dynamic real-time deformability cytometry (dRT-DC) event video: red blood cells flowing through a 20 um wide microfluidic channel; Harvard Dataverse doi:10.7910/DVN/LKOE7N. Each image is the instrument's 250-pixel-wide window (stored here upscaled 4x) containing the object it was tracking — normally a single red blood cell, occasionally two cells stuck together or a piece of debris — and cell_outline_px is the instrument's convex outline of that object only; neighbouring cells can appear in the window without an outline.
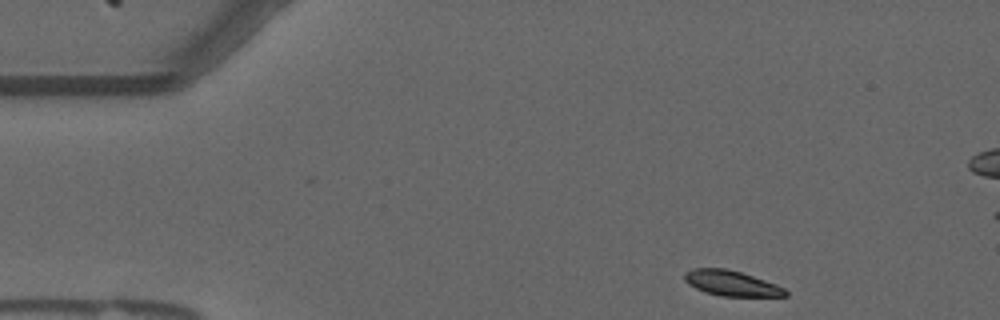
{"species": "common noctule bat (a hibernating species)", "species_latin": "Nyctalus noctula", "temperature_condition": "warm", "stored_images_in_passage": 11, "camera_frame_rate_fps": 3000, "um_per_image_px": 0.085, "animal": {"sex": "male", "forearm_length_mm": 52.5}, "frame": {"image": 1, "passage_image": 1, "time_ms": 0.0, "image_size_px": [1000, 320], "cell_outline_px": [[788, 296], [720, 296], [704, 292], [688, 284], [684, 280], [684, 272], [692, 268], [728, 268], [776, 284], [784, 288], [788, 292]], "centroid_in_image_um": [62.14, 24.07], "position_along_channel_um": 22.9, "area_um2": 14.91}}
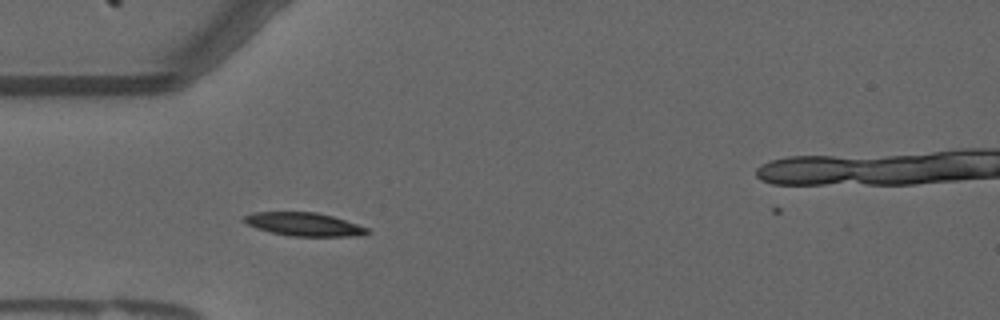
{"frame": {"image": 2, "passage_image": 10, "time_ms": 3.0, "image_size_px": [1000, 320], "cell_outline_px": [[372, 232], [364, 236], [292, 236], [272, 232], [256, 228], [240, 220], [244, 216], [256, 212], [316, 212], [332, 216], [368, 228]], "centroid_in_image_um": [25.86, 19.07], "position_along_channel_um": 59.1, "area_um2": 16.7}}